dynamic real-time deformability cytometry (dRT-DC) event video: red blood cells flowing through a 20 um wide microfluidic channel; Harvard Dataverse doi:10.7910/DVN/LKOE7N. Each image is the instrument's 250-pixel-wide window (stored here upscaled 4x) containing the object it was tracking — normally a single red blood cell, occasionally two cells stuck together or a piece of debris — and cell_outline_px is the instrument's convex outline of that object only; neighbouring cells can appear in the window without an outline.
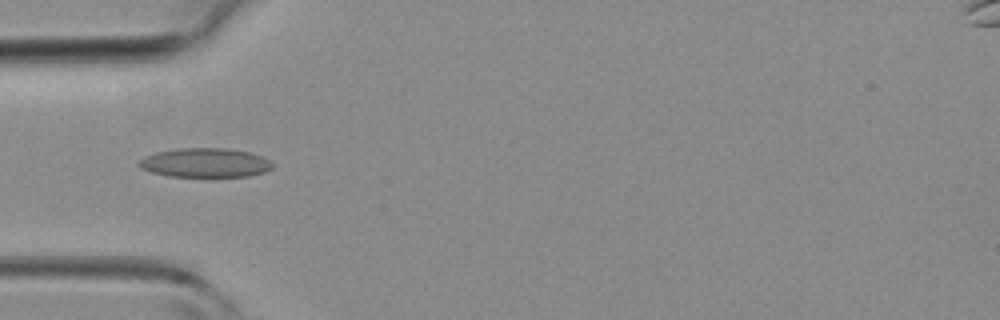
{"species": "common noctule bat (a hibernating species)", "species_latin": "Nyctalus noctula", "temperature_condition": "room temperature", "stored_images_in_passage": 44, "camera_frame_rate_fps": 3000, "um_per_image_px": 0.085, "animal": {"sex": "female", "body_mass_g": 19.3, "forearm_length_mm": 54.1}, "frame": {"image": 1, "passage_image": 14, "time_ms": 4.333, "image_size_px": [1000, 320], "cell_outline_px": [[272, 168], [264, 172], [248, 176], [168, 176], [152, 172], [140, 168], [136, 164], [144, 156], [156, 152], [180, 148], [228, 148], [248, 152], [264, 156], [272, 164]], "centroid_in_image_um": [17.42, 13.82], "position_along_channel_um": 67.6, "area_um2": 22.66}}
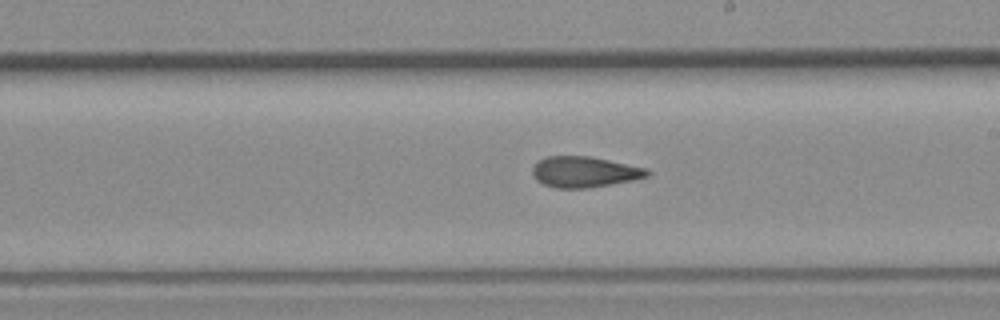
{"frame": {"image": 2, "passage_image": 25, "time_ms": 8.0, "image_size_px": [1000, 320], "cell_outline_px": [[652, 172], [648, 176], [632, 180], [612, 184], [588, 188], [556, 188], [544, 184], [536, 180], [532, 172], [532, 168], [540, 160], [548, 156], [592, 156], [648, 168]], "centroid_in_image_um": [49.72, 14.61], "position_along_channel_um": 239.3, "area_um2": 20.69}}
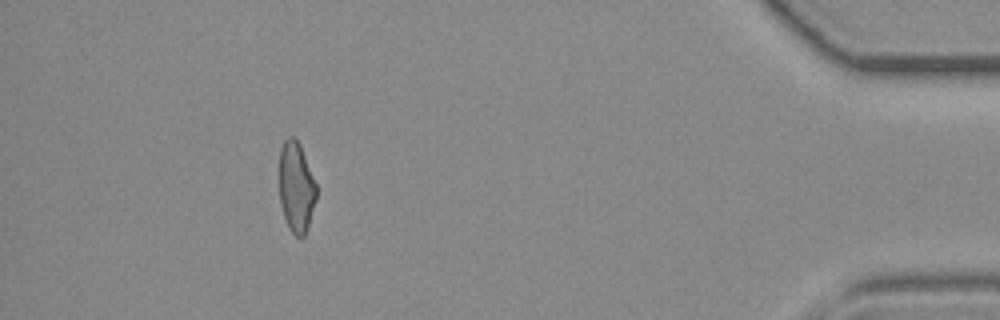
{"frame": {"image": 3, "passage_image": 40, "time_ms": 13.0, "image_size_px": [1000, 320], "cell_outline_px": [[316, 200], [304, 236], [296, 236], [288, 228], [280, 204], [280, 148], [284, 140], [288, 136], [292, 136], [300, 144], [316, 184]], "centroid_in_image_um": [25.17, 15.89], "position_along_channel_um": 410.0, "area_um2": 19.31}}